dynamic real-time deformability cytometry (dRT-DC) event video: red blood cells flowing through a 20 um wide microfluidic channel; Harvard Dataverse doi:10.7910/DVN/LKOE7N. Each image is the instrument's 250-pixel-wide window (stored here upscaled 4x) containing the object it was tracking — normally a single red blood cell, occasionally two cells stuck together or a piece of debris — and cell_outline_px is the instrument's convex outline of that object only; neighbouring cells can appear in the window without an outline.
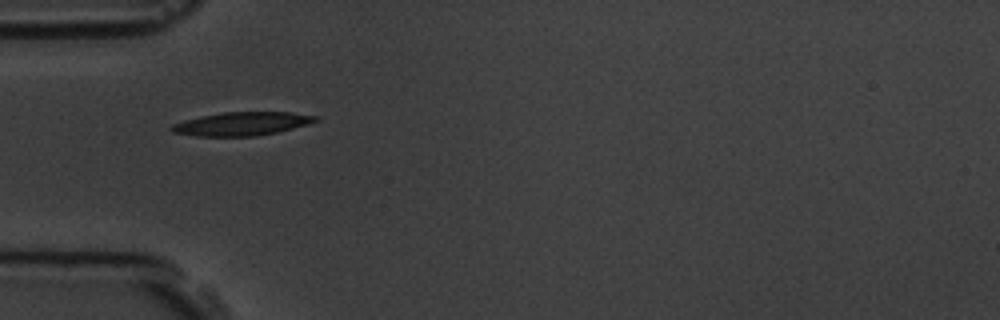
{"species": "common noctule bat (a hibernating species)", "species_latin": "Nyctalus noctula", "temperature_condition": "room temperature", "stored_images_in_passage": 1, "camera_frame_rate_fps": 3000, "um_per_image_px": 0.085, "animal": {"sex": "male", "body_mass_g": 19.5, "forearm_length_mm": 54.6}, "frame": {"image": 1, "passage_image": 1, "time_ms": 0.0, "image_size_px": [1000, 320], "cell_outline_px": [[320, 120], [308, 124], [276, 132], [256, 136], [196, 136], [172, 132], [168, 128], [172, 124], [184, 120], [200, 116], [224, 112], [288, 112], [320, 116]], "centroid_in_image_um": [20.55, 10.52], "position_along_channel_um": 64.5, "area_um2": 19.71}}